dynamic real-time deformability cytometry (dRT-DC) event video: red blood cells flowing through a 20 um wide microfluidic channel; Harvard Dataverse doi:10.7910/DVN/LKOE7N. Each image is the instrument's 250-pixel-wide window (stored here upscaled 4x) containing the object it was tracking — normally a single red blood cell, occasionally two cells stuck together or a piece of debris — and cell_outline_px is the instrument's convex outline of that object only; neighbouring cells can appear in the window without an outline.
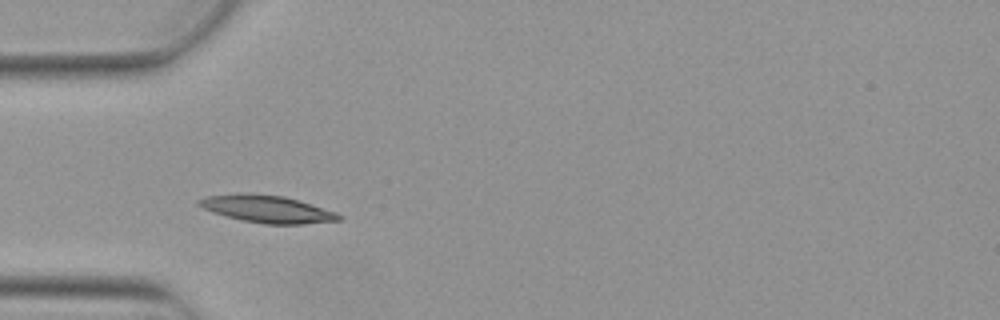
{"species": "Egyptian fruit bat (a non-hibernating species)", "species_latin": "Rousettus aegyptiacus", "temperature_condition": "warm", "stored_images_in_passage": 7, "camera_frame_rate_fps": 3000, "um_per_image_px": 0.085, "animal": {"sex": "female"}, "frame": {"image": 1, "passage_image": 3, "time_ms": 0.667, "image_size_px": [1000, 320], "cell_outline_px": [[344, 216], [340, 220], [304, 224], [264, 224], [240, 220], [212, 212], [196, 204], [196, 200], [204, 196], [240, 192], [248, 192], [284, 196], [300, 200], [336, 212]], "centroid_in_image_um": [22.67, 17.75], "position_along_channel_um": 62.3, "area_um2": 22.72}}
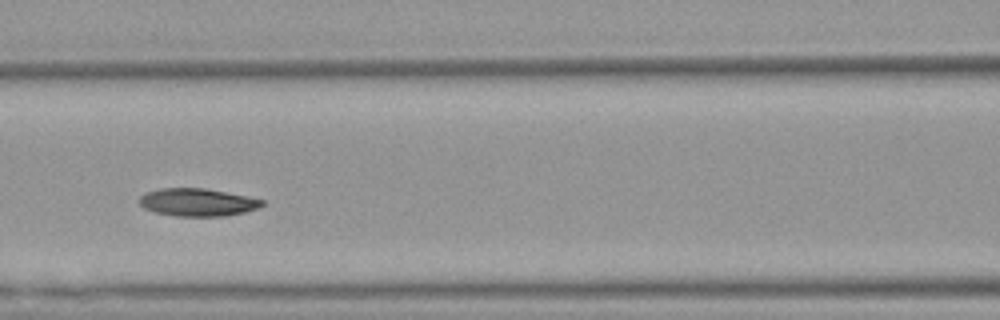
{"frame": {"image": 2, "passage_image": 5, "time_ms": 1.333, "image_size_px": [1000, 320], "cell_outline_px": [[264, 204], [260, 208], [244, 212], [224, 216], [176, 216], [156, 212], [144, 208], [140, 204], [140, 196], [144, 192], [160, 188], [204, 188], [264, 200]], "centroid_in_image_um": [16.77, 17.19], "position_along_channel_um": 149.8, "area_um2": 19.71}}
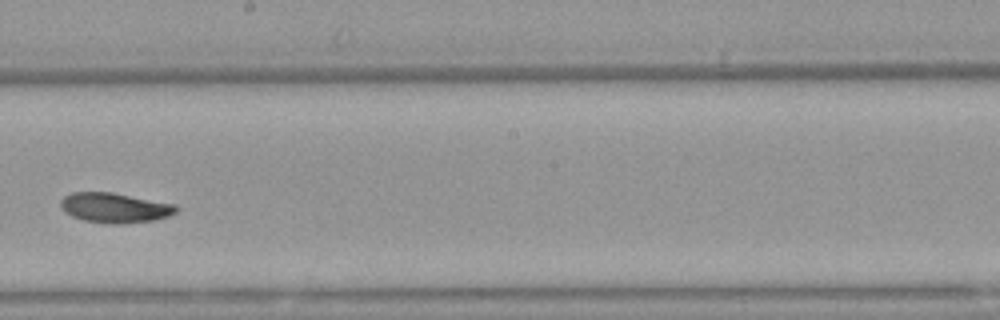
{"frame": {"image": 3, "passage_image": 7, "time_ms": 2.0, "image_size_px": [1000, 320], "cell_outline_px": [[176, 212], [168, 216], [156, 220], [124, 224], [104, 224], [84, 220], [72, 216], [60, 204], [60, 200], [64, 196], [72, 192], [112, 192], [176, 204]], "centroid_in_image_um": [9.78, 17.66], "position_along_channel_um": 238.4, "area_um2": 20.17}}